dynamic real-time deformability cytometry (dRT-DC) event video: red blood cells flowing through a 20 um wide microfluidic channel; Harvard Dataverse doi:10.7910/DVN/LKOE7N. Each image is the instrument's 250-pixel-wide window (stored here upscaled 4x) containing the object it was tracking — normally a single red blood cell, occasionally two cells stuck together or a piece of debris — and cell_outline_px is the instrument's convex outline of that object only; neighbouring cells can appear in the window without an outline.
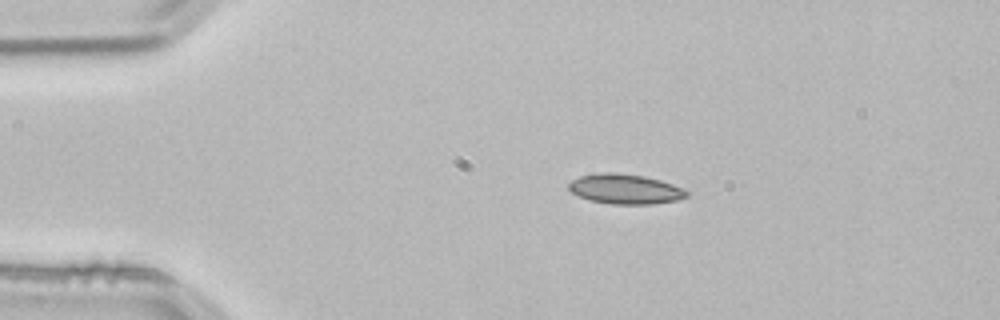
{"species": "common noctule bat (a hibernating species)", "species_latin": "Nyctalus noctula", "temperature_condition": "room temperature", "stored_images_in_passage": 35, "camera_frame_rate_fps": 3000, "um_per_image_px": 0.085, "animal": {"sex": "male", "body_mass_g": 21.5, "forearm_length_mm": 52.0}, "frame": {"image": 1, "passage_image": 1, "time_ms": 0.0, "image_size_px": [1000, 320], "cell_outline_px": [[692, 192], [688, 196], [676, 200], [652, 204], [612, 204], [588, 200], [572, 192], [568, 188], [568, 184], [572, 180], [580, 176], [600, 172], [616, 172], [644, 176], [660, 180], [684, 188]], "centroid_in_image_um": [53.16, 16.06], "position_along_channel_um": 31.8, "area_um2": 20.69}}
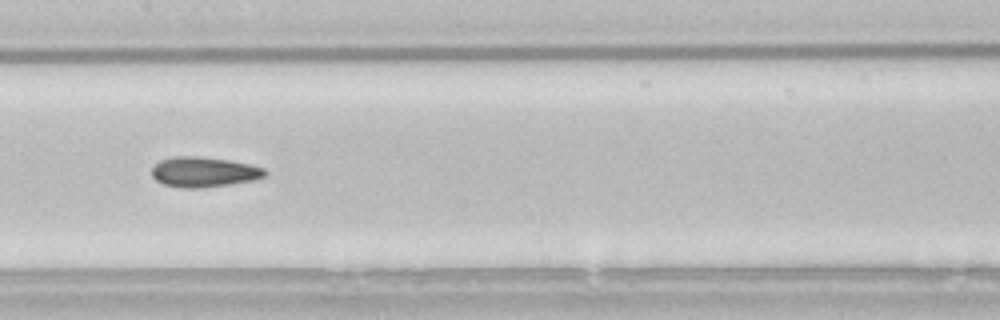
{"frame": {"image": 2, "passage_image": 17, "time_ms": 5.333, "image_size_px": [1000, 320], "cell_outline_px": [[268, 172], [264, 176], [252, 180], [228, 184], [200, 188], [184, 188], [164, 184], [156, 180], [152, 176], [152, 168], [160, 160], [172, 156], [196, 156], [228, 160], [248, 164], [264, 168]], "centroid_in_image_um": [17.3, 14.61], "position_along_channel_um": 190.1, "area_um2": 19.65}}
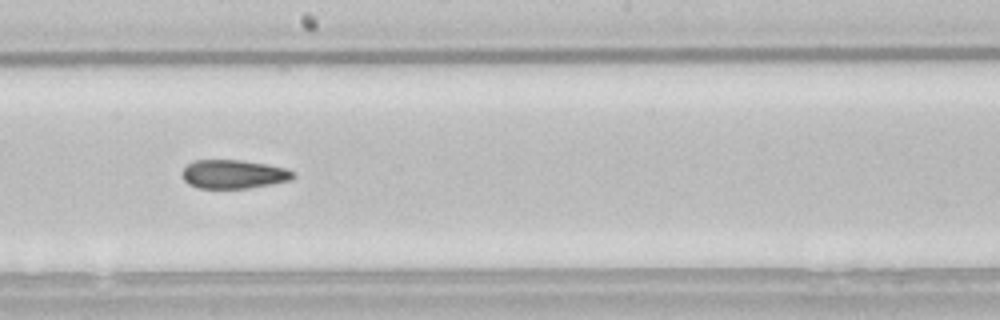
{"frame": {"image": 3, "passage_image": 20, "time_ms": 6.333, "image_size_px": [1000, 320], "cell_outline_px": [[296, 176], [288, 180], [248, 188], [196, 188], [188, 184], [180, 176], [180, 172], [192, 160], [244, 160], [268, 164], [288, 168], [296, 172]], "centroid_in_image_um": [19.83, 14.79], "position_along_channel_um": 228.4, "area_um2": 18.84}, "authors_computed_cell_mechanics": {"area_um2": 19.5942, "velocity_mm_per_s": 3.846, "shape_relaxation_time_tau1_ms": 11.1513, "shape_relaxation_time_tau2_ms": 6.4775, "deformation_change_tau1": 0.1442, "deformation_change_tau2": 0.1169}}